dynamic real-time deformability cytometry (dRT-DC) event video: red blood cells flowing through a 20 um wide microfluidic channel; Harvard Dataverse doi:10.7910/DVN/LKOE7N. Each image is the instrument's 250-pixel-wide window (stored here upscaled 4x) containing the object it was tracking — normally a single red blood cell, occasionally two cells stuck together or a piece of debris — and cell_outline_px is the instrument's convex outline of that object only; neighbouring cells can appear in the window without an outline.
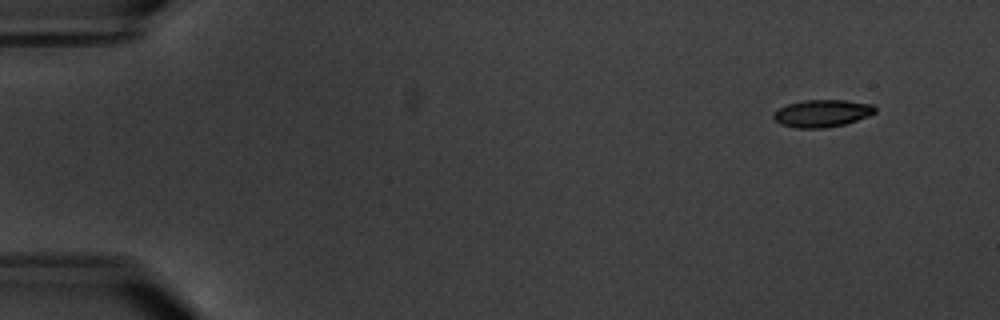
{"species": "common noctule bat (a hibernating species)", "species_latin": "Nyctalus noctula", "temperature_condition": "warm", "stored_images_in_passage": 6, "camera_frame_rate_fps": 3000, "um_per_image_px": 0.085, "animal": {"sex": "male", "body_mass_g": 20.1, "forearm_length_mm": 53.5}, "frame": {"image": 1, "passage_image": 2, "time_ms": 1.333, "image_size_px": [1000, 320], "cell_outline_px": [[876, 112], [868, 116], [844, 124], [824, 128], [796, 128], [780, 124], [772, 116], [780, 108], [788, 104], [804, 100], [844, 100], [872, 104], [876, 108]], "centroid_in_image_um": [69.89, 9.63], "position_along_channel_um": 15.1, "area_um2": 16.01}}